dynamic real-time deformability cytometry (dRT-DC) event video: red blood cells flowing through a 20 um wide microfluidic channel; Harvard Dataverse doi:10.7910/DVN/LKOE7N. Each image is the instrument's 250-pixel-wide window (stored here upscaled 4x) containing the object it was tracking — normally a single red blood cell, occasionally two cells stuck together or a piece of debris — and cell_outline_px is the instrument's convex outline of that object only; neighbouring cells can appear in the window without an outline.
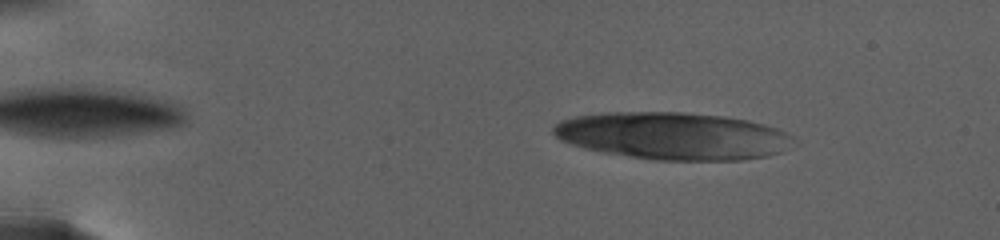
{"species": "human", "species_latin": "Homo sapiens", "temperature_condition": "warm", "stored_images_in_passage": 36, "camera_frame_rate_fps": 3000, "um_per_image_px": 0.085, "donor": {"sex": "female"}, "frame": {"image": 1, "passage_image": 12, "time_ms": 4.667, "image_size_px": [1000, 240], "cell_outline_px": [[780, 132], [776, 152], [768, 156], [740, 160], [656, 160], [604, 152], [584, 148], [560, 140], [552, 132], [552, 128], [560, 120], [576, 116], [608, 112], [684, 112], [724, 116], [748, 120], [764, 124], [776, 128]], "centroid_in_image_um": [56.94, 11.53], "position_along_channel_um": 28.1, "area_um2": 64.33}}